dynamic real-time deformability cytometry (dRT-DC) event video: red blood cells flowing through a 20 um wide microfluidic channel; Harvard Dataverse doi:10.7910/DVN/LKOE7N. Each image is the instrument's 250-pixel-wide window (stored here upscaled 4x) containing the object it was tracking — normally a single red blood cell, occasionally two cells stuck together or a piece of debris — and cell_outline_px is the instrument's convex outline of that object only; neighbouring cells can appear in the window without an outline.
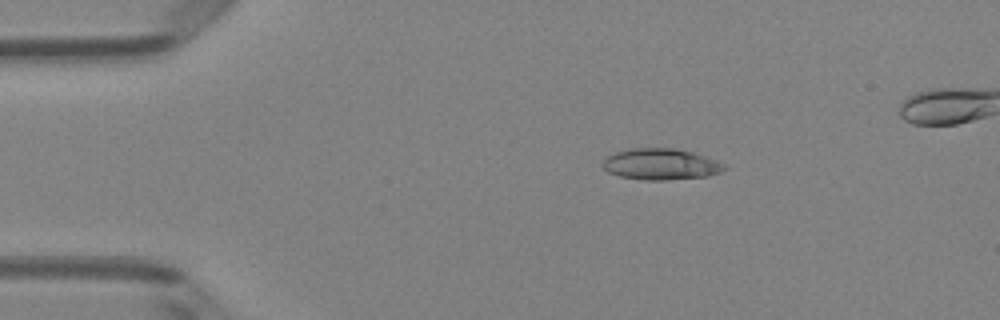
{"species": "Egyptian fruit bat (a non-hibernating species)", "species_latin": "Rousettus aegyptiacus", "temperature_condition": "room temperature", "stored_images_in_passage": 5, "camera_frame_rate_fps": 3000, "um_per_image_px": 0.085, "animal": {"sex": "female"}, "frame": {"image": 1, "passage_image": 3, "time_ms": 0.667, "image_size_px": [1000, 320], "cell_outline_px": [[728, 168], [720, 172], [708, 176], [664, 180], [644, 180], [620, 176], [608, 172], [600, 164], [608, 156], [616, 152], [628, 148], [676, 148], [692, 152], [716, 160], [724, 164]], "centroid_in_image_um": [56.16, 13.95], "position_along_channel_um": 28.8, "area_um2": 22.14}}